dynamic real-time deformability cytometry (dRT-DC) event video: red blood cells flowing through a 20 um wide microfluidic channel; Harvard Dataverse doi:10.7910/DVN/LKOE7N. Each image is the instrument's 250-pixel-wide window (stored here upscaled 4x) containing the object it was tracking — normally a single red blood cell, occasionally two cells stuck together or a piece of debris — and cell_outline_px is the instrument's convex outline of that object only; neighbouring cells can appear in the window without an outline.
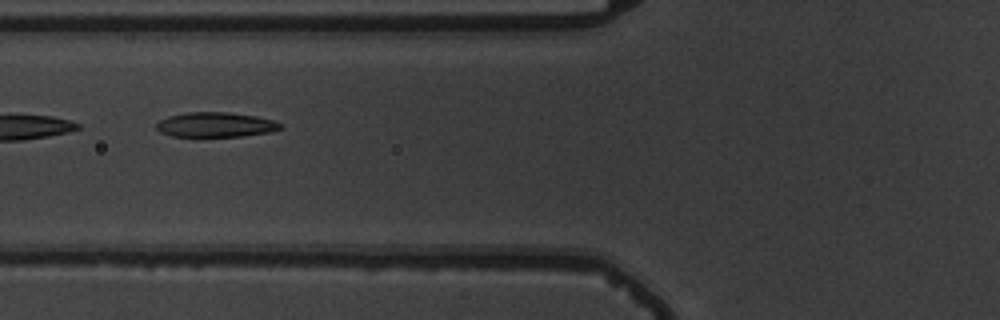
{"species": "common noctule bat (a hibernating species)", "species_latin": "Nyctalus noctula", "temperature_condition": "warm", "stored_images_in_passage": 4, "camera_frame_rate_fps": 3000, "um_per_image_px": 0.085, "animal": {"sex": "male", "body_mass_g": 19.5, "forearm_length_mm": 54.6}, "frame": {"image": 1, "passage_image": 2, "time_ms": 1.0, "image_size_px": [1000, 320], "cell_outline_px": [[280, 128], [268, 132], [240, 136], [172, 136], [160, 132], [156, 128], [156, 124], [160, 120], [168, 116], [188, 112], [228, 112], [256, 116], [272, 120], [280, 124]], "centroid_in_image_um": [18.26, 10.59], "position_along_channel_um": 107.5, "area_um2": 17.63}}
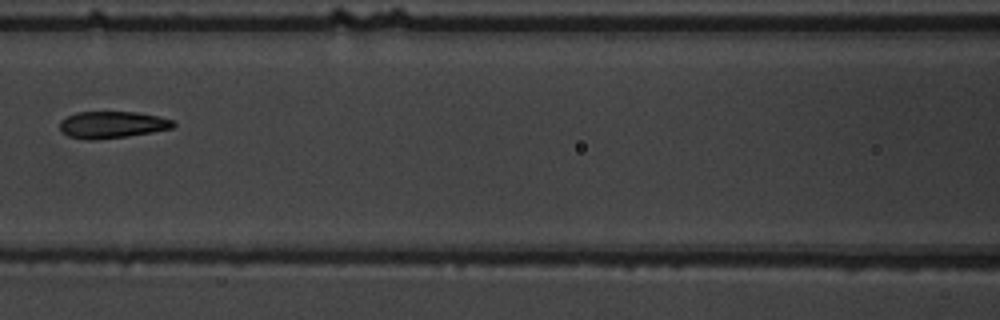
{"frame": {"image": 2, "passage_image": 3, "time_ms": 2.333, "image_size_px": [1000, 320], "cell_outline_px": [[176, 124], [172, 128], [152, 132], [128, 136], [92, 140], [88, 140], [68, 136], [60, 132], [60, 120], [76, 112], [136, 112], [156, 116], [172, 120]], "centroid_in_image_um": [9.49, 10.6], "position_along_channel_um": 157.1, "area_um2": 17.69}}
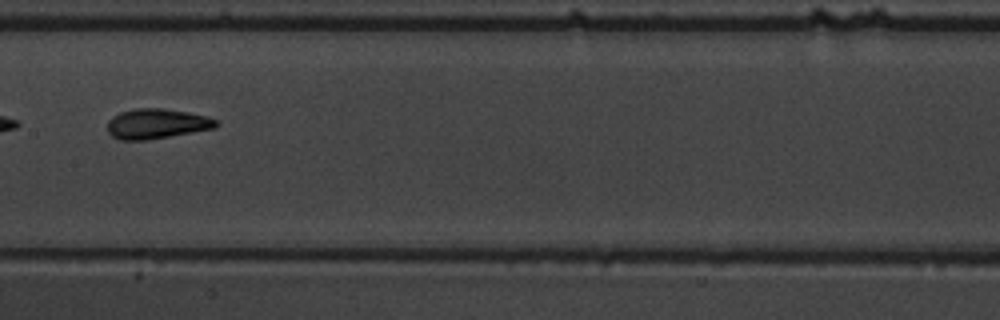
{"frame": {"image": 3, "passage_image": 4, "time_ms": 3.333, "image_size_px": [1000, 320], "cell_outline_px": [[216, 128], [148, 140], [120, 140], [112, 136], [108, 132], [108, 120], [112, 116], [120, 112], [136, 108], [164, 108], [188, 112], [204, 116], [216, 120]], "centroid_in_image_um": [13.27, 10.52], "position_along_channel_um": 194.1, "area_um2": 18.96}}